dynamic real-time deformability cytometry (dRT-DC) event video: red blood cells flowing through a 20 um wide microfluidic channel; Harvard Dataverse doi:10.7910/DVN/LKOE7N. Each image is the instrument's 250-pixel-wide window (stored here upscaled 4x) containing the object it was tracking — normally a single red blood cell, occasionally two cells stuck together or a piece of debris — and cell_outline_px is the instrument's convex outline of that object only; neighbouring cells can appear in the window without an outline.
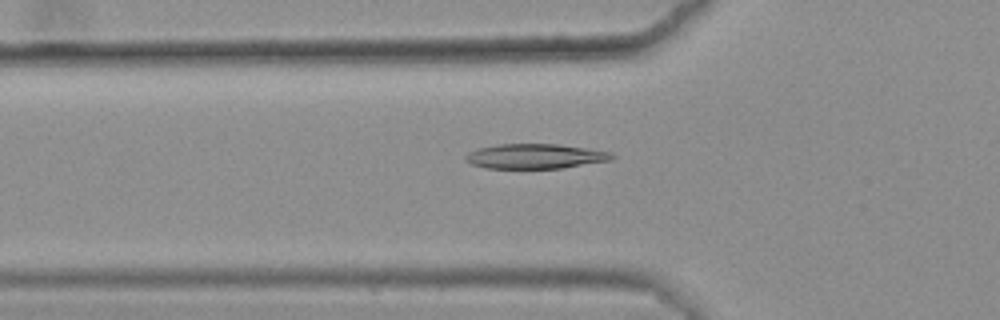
{"species": "common noctule bat (a hibernating species)", "species_latin": "Nyctalus noctula", "temperature_condition": "warm", "stored_images_in_passage": 33, "camera_frame_rate_fps": 3000, "um_per_image_px": 0.085, "animal": {"sex": "female", "body_mass_g": 25.1}, "frame": {"image": 1, "passage_image": 2, "time_ms": 0.333, "image_size_px": [1000, 320], "cell_outline_px": [[616, 156], [612, 160], [564, 168], [484, 168], [472, 164], [464, 160], [464, 156], [468, 152], [480, 148], [500, 144], [560, 144], [612, 152]], "centroid_in_image_um": [45.52, 13.28], "position_along_channel_um": 80.3, "area_um2": 21.27}}
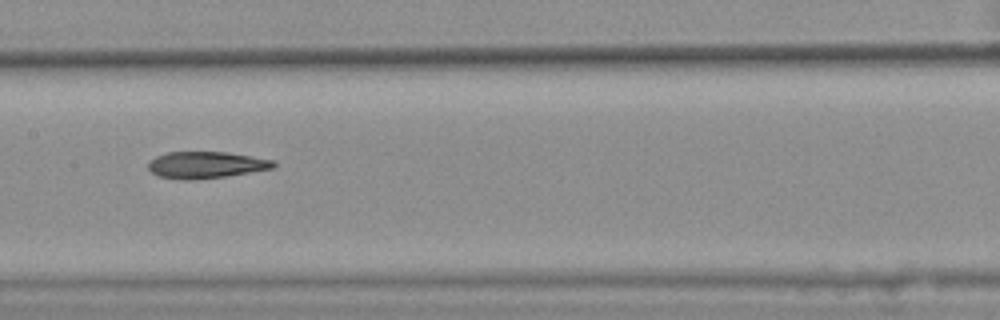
{"frame": {"image": 2, "passage_image": 11, "time_ms": 3.333, "image_size_px": [1000, 320], "cell_outline_px": [[276, 164], [272, 168], [224, 176], [192, 180], [180, 180], [156, 176], [148, 168], [148, 160], [156, 156], [168, 152], [228, 152], [272, 160]], "centroid_in_image_um": [17.42, 14.02], "position_along_channel_um": 190.0, "area_um2": 19.36}}
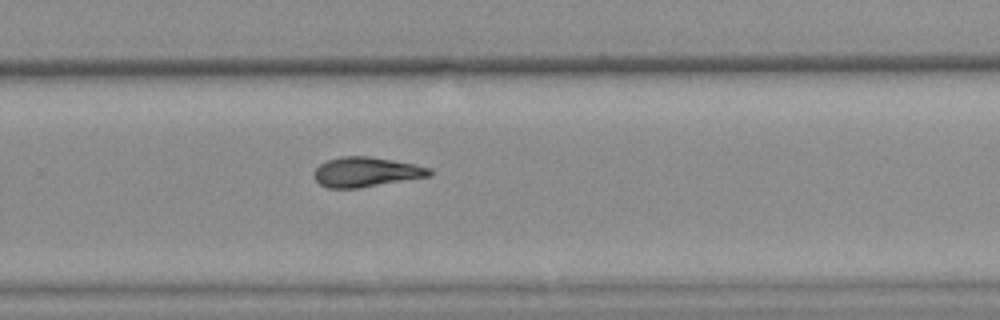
{"frame": {"image": 3, "passage_image": 20, "time_ms": 6.333, "image_size_px": [1000, 320], "cell_outline_px": [[432, 176], [356, 188], [328, 188], [320, 184], [316, 180], [316, 168], [320, 164], [328, 160], [340, 156], [368, 156], [392, 160], [432, 168]], "centroid_in_image_um": [31.15, 14.61], "position_along_channel_um": 298.7, "area_um2": 19.77}, "authors_computed_cell_mechanics": {"area_um2": 19.7676, "velocity_mm_per_s": 3.6421, "shape_relaxation_time_tau1_ms": null, "shape_relaxation_time_tau2_ms": 5.1698, "deformation_change_tau1": null, "deformation_change_tau2": 0.1279}}